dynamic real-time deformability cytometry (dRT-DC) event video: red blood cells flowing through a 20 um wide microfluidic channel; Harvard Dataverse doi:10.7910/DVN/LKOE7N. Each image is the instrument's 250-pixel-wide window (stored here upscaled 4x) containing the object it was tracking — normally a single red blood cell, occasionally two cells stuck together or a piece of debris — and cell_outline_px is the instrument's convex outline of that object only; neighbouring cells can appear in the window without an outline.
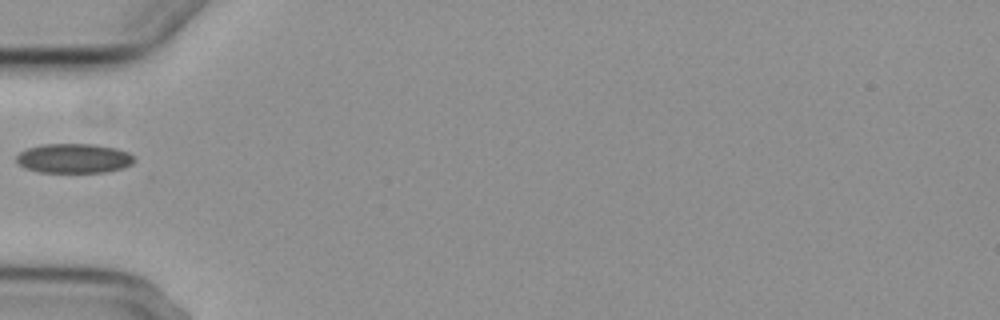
{"species": "common noctule bat (a hibernating species)", "species_latin": "Nyctalus noctula", "temperature_condition": "cold", "stored_images_in_passage": 4, "camera_frame_rate_fps": 3000, "um_per_image_px": 0.085, "animal": {"sex": "female", "body_mass_g": 29.2, "forearm_length_mm": 56.3}, "frame": {"image": 1, "passage_image": 3, "time_ms": 2.333, "image_size_px": [1000, 320], "cell_outline_px": [[136, 160], [132, 164], [124, 168], [104, 172], [40, 172], [24, 168], [16, 160], [16, 156], [20, 152], [28, 148], [44, 144], [96, 144], [116, 148], [128, 152], [136, 156]], "centroid_in_image_um": [6.33, 13.46], "position_along_channel_um": 78.7, "area_um2": 20.4}}
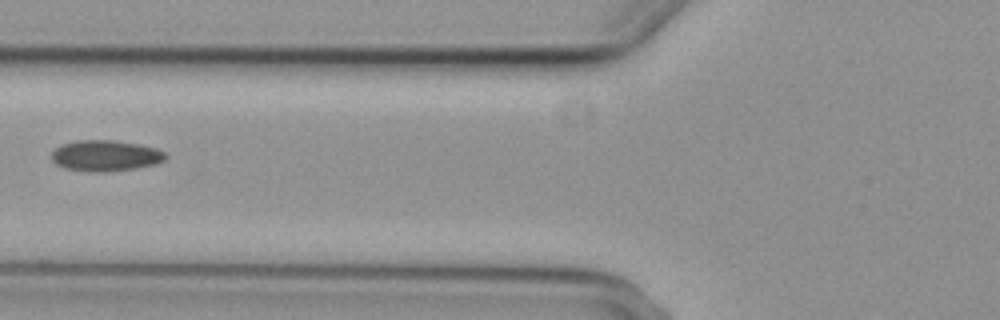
{"frame": {"image": 2, "passage_image": 4, "time_ms": 3.333, "image_size_px": [1000, 320], "cell_outline_px": [[168, 156], [164, 160], [156, 164], [136, 168], [108, 172], [88, 172], [64, 168], [56, 164], [52, 160], [52, 152], [56, 148], [64, 144], [76, 140], [112, 140], [136, 144], [156, 148], [164, 152]], "centroid_in_image_um": [8.97, 13.25], "position_along_channel_um": 116.8, "area_um2": 20.58}}